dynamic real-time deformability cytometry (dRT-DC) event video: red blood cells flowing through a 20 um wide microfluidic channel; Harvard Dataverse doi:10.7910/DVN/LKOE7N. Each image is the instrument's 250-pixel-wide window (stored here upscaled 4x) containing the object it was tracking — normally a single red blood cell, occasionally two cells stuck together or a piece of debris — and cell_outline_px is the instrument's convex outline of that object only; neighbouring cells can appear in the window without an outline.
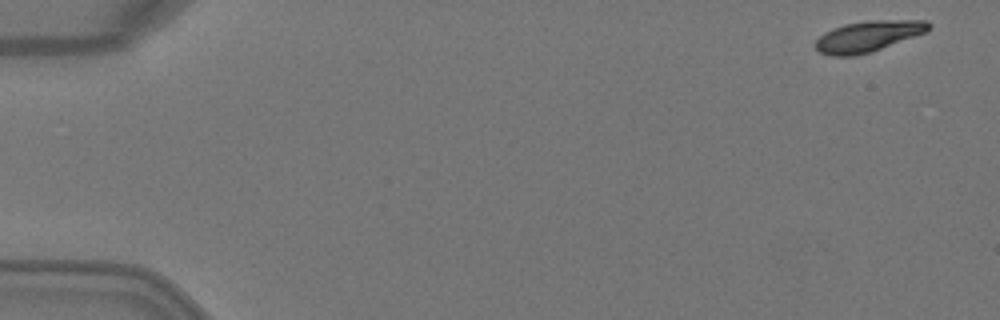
{"species": "Egyptian fruit bat (a non-hibernating species)", "species_latin": "Rousettus aegyptiacus", "temperature_condition": "warm", "stored_images_in_passage": 5, "camera_frame_rate_fps": 3000, "um_per_image_px": 0.085, "animal": {"sex": "female"}, "frame": {"image": 1, "passage_image": 1, "time_ms": 0.0, "image_size_px": [1000, 320], "cell_outline_px": [[932, 28], [928, 32], [872, 52], [856, 56], [832, 56], [820, 52], [812, 44], [824, 32], [832, 28], [844, 24], [864, 20], [928, 20], [932, 24]], "centroid_in_image_um": [73.83, 3.08], "position_along_channel_um": 11.2, "area_um2": 20.92}}
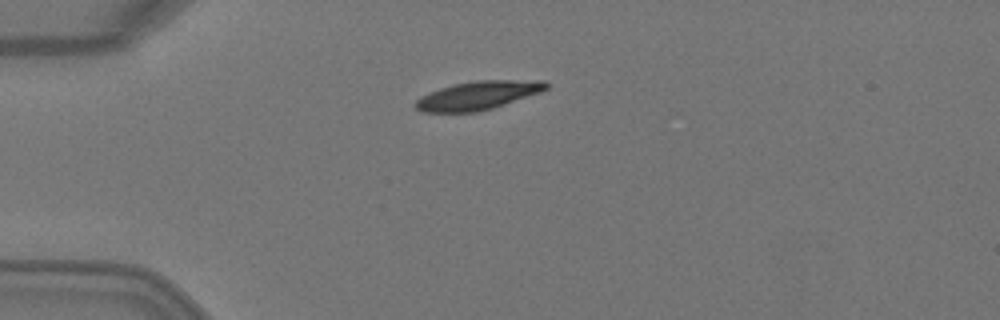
{"frame": {"image": 2, "passage_image": 4, "time_ms": 1.0, "image_size_px": [1000, 320], "cell_outline_px": [[548, 88], [540, 92], [492, 108], [476, 112], [424, 112], [416, 108], [416, 100], [420, 96], [428, 92], [440, 88], [456, 84], [476, 80], [544, 80], [548, 84]], "centroid_in_image_um": [40.62, 8.1], "position_along_channel_um": 44.4, "area_um2": 21.5}}